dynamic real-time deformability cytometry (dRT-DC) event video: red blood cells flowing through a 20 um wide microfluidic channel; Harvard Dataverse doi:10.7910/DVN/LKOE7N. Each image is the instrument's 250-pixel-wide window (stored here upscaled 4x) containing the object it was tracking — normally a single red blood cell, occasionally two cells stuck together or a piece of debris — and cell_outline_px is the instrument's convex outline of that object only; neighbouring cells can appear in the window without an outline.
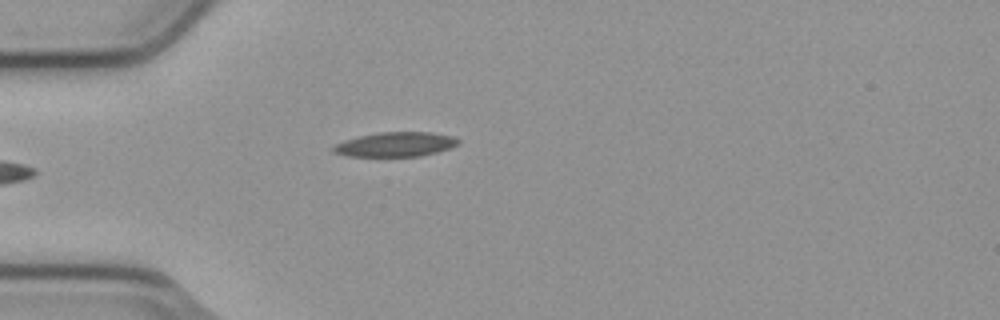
{"species": "common noctule bat (a hibernating species)", "species_latin": "Nyctalus noctula", "temperature_condition": "cold", "stored_images_in_passage": 5, "camera_frame_rate_fps": 3000, "um_per_image_px": 0.085, "animal": {"sex": "male", "body_mass_g": 23.1, "forearm_length_mm": 52.7}, "frame": {"image": 1, "passage_image": 5, "time_ms": 1.333, "image_size_px": [1000, 320], "cell_outline_px": [[460, 144], [436, 152], [420, 156], [344, 156], [332, 152], [332, 148], [336, 144], [344, 140], [360, 136], [380, 132], [428, 132], [452, 136], [460, 140]], "centroid_in_image_um": [33.6, 12.27], "position_along_channel_um": 51.4, "area_um2": 17.74}}